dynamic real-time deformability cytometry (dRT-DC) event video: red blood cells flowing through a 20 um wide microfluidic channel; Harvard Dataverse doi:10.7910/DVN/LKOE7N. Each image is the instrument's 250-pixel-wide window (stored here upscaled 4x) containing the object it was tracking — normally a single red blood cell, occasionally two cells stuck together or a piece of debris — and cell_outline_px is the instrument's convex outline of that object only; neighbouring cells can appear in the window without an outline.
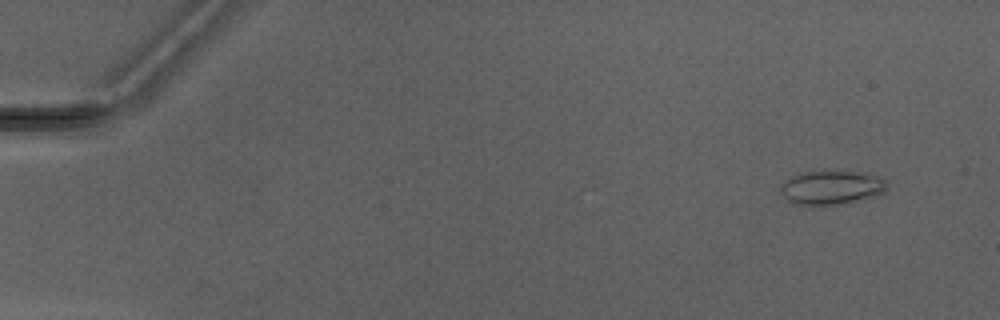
{"species": "Egyptian fruit bat (a non-hibernating species)", "species_latin": "Rousettus aegyptiacus", "temperature_condition": "warm", "stored_images_in_passage": 5, "camera_frame_rate_fps": 3000, "um_per_image_px": 0.085, "animal": {"sex": "male"}, "frame": {"image": 1, "passage_image": 1, "time_ms": 0.0, "image_size_px": [1000, 320], "cell_outline_px": [[888, 188], [884, 192], [836, 204], [792, 204], [780, 192], [780, 184], [784, 180], [792, 176], [804, 172], [856, 172], [888, 180]], "centroid_in_image_um": [70.6, 15.93], "position_along_channel_um": 14.4, "area_um2": 20.23}}
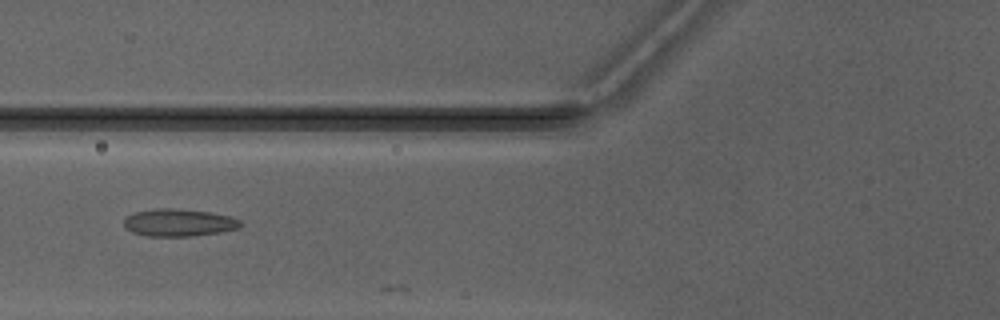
{"frame": {"image": 2, "passage_image": 5, "time_ms": 5.667, "image_size_px": [1000, 320], "cell_outline_px": [[240, 228], [220, 232], [192, 236], [148, 236], [132, 232], [124, 224], [124, 216], [136, 212], [156, 208], [180, 208], [212, 212], [232, 216], [240, 220]], "centroid_in_image_um": [15.22, 18.91], "position_along_channel_um": 110.6, "area_um2": 18.79}}